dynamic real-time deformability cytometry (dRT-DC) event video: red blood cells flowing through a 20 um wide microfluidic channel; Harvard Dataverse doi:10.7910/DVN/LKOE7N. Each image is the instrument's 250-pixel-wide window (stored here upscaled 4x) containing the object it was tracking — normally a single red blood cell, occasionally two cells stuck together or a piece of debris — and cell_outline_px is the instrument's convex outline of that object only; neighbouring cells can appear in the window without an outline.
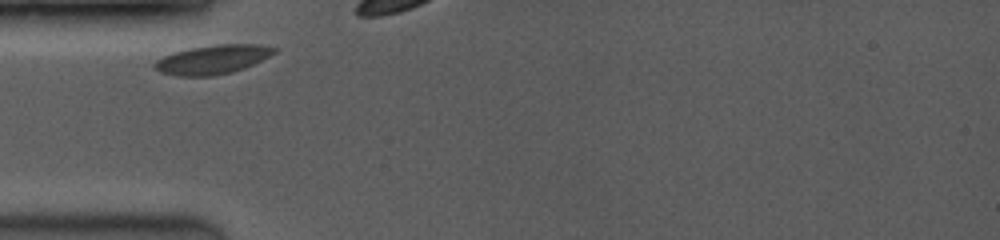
{"species": "common noctule bat (a hibernating species)", "species_latin": "Nyctalus noctula", "temperature_condition": "room temperature", "stored_images_in_passage": 20, "camera_frame_rate_fps": 3500, "um_per_image_px": 0.085, "animal": {"sex": "female", "body_mass_g": 19.0, "forearm_length_mm": 53.3}, "frame": {"image": 1, "passage_image": 1, "time_ms": 0.0, "image_size_px": [1000, 240], "cell_outline_px": [[280, 48], [276, 52], [244, 68], [232, 72], [212, 76], [176, 76], [160, 72], [152, 68], [152, 64], [156, 60], [164, 56], [176, 52], [192, 48], [216, 44], [260, 44]], "centroid_in_image_um": [18.06, 5.06], "position_along_channel_um": 66.9, "area_um2": 20.23}}